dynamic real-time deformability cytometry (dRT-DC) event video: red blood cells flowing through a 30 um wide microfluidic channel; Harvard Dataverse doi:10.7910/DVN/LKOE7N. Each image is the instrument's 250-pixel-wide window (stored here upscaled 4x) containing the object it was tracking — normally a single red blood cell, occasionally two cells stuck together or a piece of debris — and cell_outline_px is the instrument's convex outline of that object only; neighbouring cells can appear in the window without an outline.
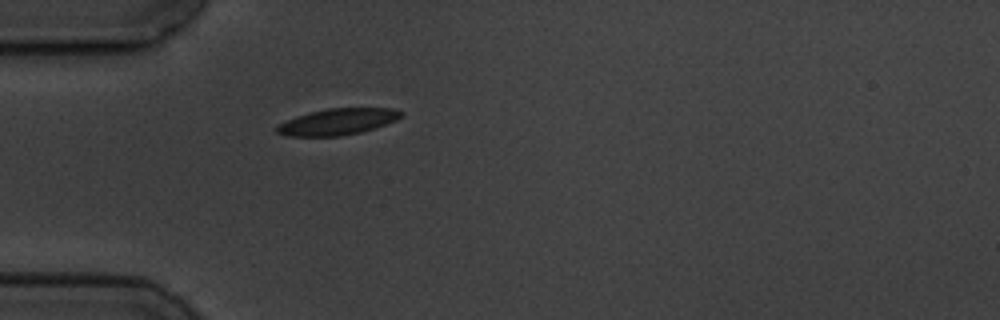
{"species": "common noctule bat (a hibernating species)", "species_latin": "Nyctalus noctula", "temperature_condition": "cold", "stored_images_in_passage": 1, "camera_frame_rate_fps": 3000, "um_per_image_px": 0.085, "animal": {"sex": "male", "body_mass_g": 19.5, "forearm_length_mm": 54.6}, "frame": {"image": 1, "passage_image": 1, "time_ms": 0.0, "image_size_px": [1000, 320], "cell_outline_px": [[404, 116], [396, 120], [376, 128], [360, 132], [340, 136], [288, 136], [276, 132], [276, 124], [296, 116], [308, 112], [328, 108], [396, 108], [404, 112]], "centroid_in_image_um": [28.72, 10.34], "position_along_channel_um": 56.3, "area_um2": 19.31}}